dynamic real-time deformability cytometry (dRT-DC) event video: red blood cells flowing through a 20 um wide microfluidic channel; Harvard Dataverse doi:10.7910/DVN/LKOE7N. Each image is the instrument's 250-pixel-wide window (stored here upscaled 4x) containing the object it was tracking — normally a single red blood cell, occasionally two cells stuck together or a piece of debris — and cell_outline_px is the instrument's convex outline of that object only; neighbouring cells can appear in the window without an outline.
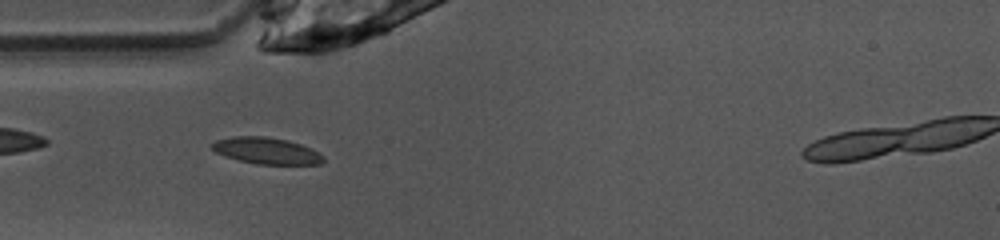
{"species": "common noctule bat (a hibernating species)", "species_latin": "Nyctalus noctula", "temperature_condition": "warm", "stored_images_in_passage": 35, "camera_frame_rate_fps": 3000, "um_per_image_px": 0.085, "animal": {"sex": "female", "body_mass_g": 10.0, "forearm_length_mm": 53.1}, "frame": {"image": 1, "passage_image": 3, "time_ms": 0.667, "image_size_px": [1000, 240], "cell_outline_px": [[324, 160], [320, 164], [256, 164], [224, 156], [216, 152], [212, 148], [212, 144], [216, 140], [232, 136], [264, 136], [288, 140], [312, 148], [324, 156]], "centroid_in_image_um": [22.66, 12.81], "position_along_channel_um": 62.3, "area_um2": 17.17}}
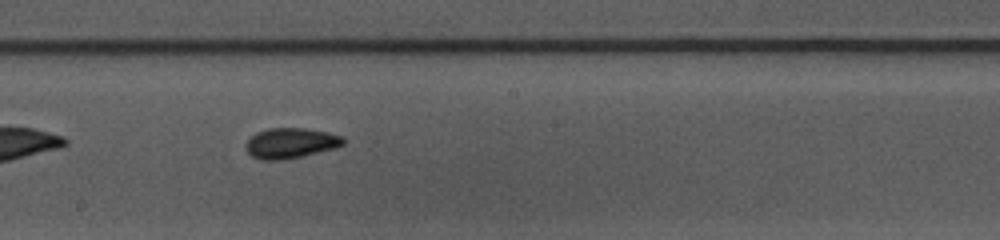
{"frame": {"image": 2, "passage_image": 15, "time_ms": 4.667, "image_size_px": [1000, 240], "cell_outline_px": [[344, 144], [336, 148], [300, 156], [280, 160], [260, 160], [252, 156], [248, 152], [248, 140], [256, 132], [268, 128], [304, 128], [328, 132], [344, 136]], "centroid_in_image_um": [24.74, 12.15], "position_along_channel_um": 223.5, "area_um2": 17.05}}
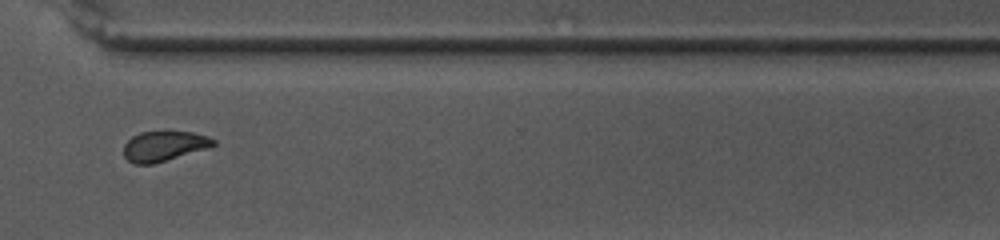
{"frame": {"image": 3, "passage_image": 25, "time_ms": 8.0, "image_size_px": [1000, 240], "cell_outline_px": [[216, 144], [208, 148], [152, 164], [136, 164], [128, 160], [124, 156], [124, 144], [132, 136], [140, 132], [192, 132], [208, 136], [216, 140]], "centroid_in_image_um": [13.94, 12.41], "position_along_channel_um": 356.7, "area_um2": 15.55}}